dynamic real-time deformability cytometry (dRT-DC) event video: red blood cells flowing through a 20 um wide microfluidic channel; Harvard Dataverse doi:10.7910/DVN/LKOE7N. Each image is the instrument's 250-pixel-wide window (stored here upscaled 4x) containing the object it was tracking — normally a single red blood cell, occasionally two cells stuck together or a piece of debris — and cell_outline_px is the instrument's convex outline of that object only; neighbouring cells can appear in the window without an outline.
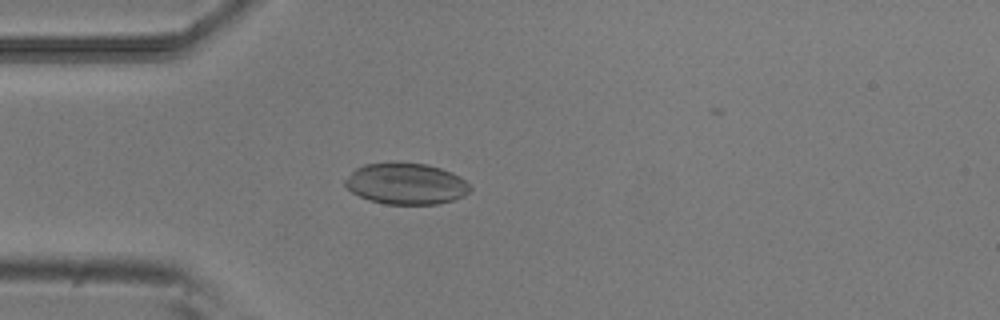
{"species": "common noctule bat (a hibernating species)", "species_latin": "Nyctalus noctula", "temperature_condition": "room temperature", "stored_images_in_passage": 41, "camera_frame_rate_fps": 3000, "um_per_image_px": 0.085, "animal": {"sex": "male", "body_mass_g": 20.5, "forearm_length_mm": 52.5}, "frame": {"image": 1, "passage_image": 3, "time_ms": 0.667, "image_size_px": [1000, 320], "cell_outline_px": [[472, 188], [464, 196], [452, 200], [436, 204], [384, 204], [368, 200], [352, 192], [344, 184], [344, 180], [356, 168], [364, 164], [428, 164], [452, 172], [464, 180]], "centroid_in_image_um": [34.51, 15.64], "position_along_channel_um": 50.5, "area_um2": 29.59}}
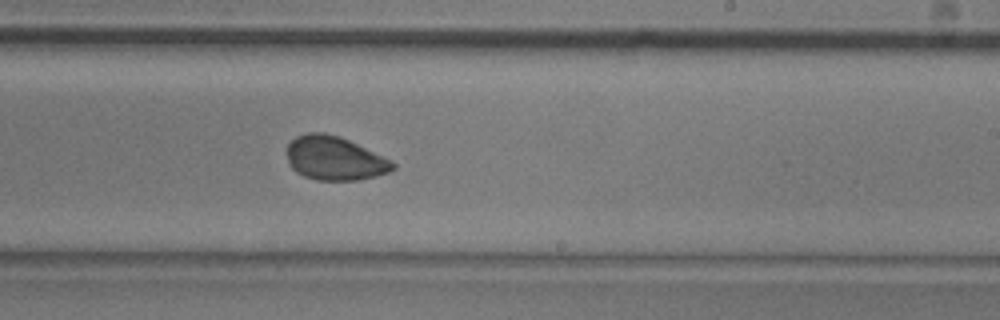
{"frame": {"image": 2, "passage_image": 20, "time_ms": 6.333, "image_size_px": [1000, 320], "cell_outline_px": [[396, 168], [388, 172], [376, 176], [360, 180], [316, 180], [304, 176], [296, 172], [288, 164], [288, 144], [296, 136], [308, 132], [324, 132], [340, 136], [396, 164]], "centroid_in_image_um": [28.4, 13.46], "position_along_channel_um": 260.6, "area_um2": 26.76}}
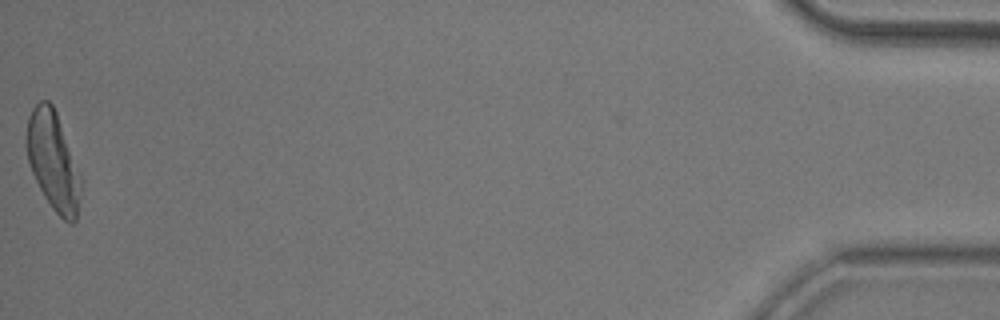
{"frame": {"image": 3, "passage_image": 41, "time_ms": 13.333, "image_size_px": [1000, 320], "cell_outline_px": [[84, 180], [76, 220], [72, 224], [64, 220], [52, 208], [44, 196], [32, 172], [28, 160], [24, 144], [28, 116], [32, 108], [40, 100], [48, 100], [52, 104], [56, 112]], "centroid_in_image_um": [4.53, 13.69], "position_along_channel_um": 430.7, "area_um2": 31.79}, "authors_computed_cell_mechanics": {"area_um2": 28.1486, "velocity_mm_per_s": 3.853, "shape_relaxation_time_tau1_ms": 3.9457, "shape_relaxation_time_tau2_ms": 1.5278, "deformation_change_tau1": 0.12, "deformation_change_tau2": 0.0347}}